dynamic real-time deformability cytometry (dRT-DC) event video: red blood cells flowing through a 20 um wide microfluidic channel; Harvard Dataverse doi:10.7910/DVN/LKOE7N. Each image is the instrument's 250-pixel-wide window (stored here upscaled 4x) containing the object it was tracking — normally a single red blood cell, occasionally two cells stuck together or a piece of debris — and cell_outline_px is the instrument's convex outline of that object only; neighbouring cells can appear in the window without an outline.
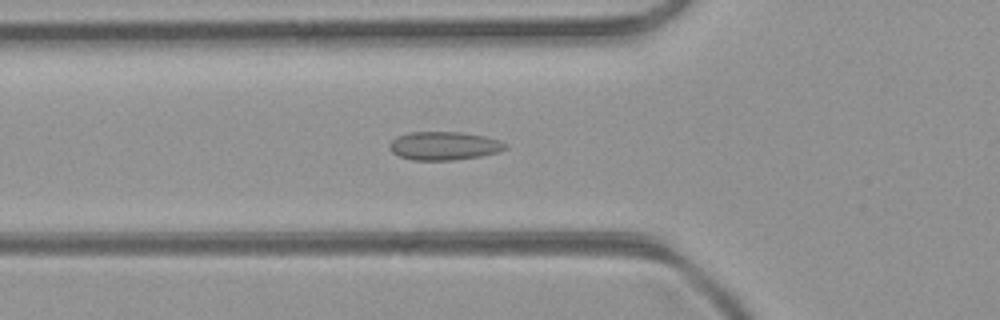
{"species": "common noctule bat (a hibernating species)", "species_latin": "Nyctalus noctula", "temperature_condition": "room temperature", "stored_images_in_passage": 38, "camera_frame_rate_fps": 3000, "um_per_image_px": 0.085, "animal": {"sex": "female", "body_mass_g": 21.9}, "frame": {"image": 1, "passage_image": 6, "time_ms": 1.667, "image_size_px": [1000, 320], "cell_outline_px": [[508, 148], [496, 152], [480, 156], [452, 160], [412, 160], [400, 156], [392, 152], [388, 148], [388, 144], [396, 136], [408, 132], [460, 132], [484, 136], [500, 140], [508, 144]], "centroid_in_image_um": [37.72, 12.39], "position_along_channel_um": 88.1, "area_um2": 19.25}}
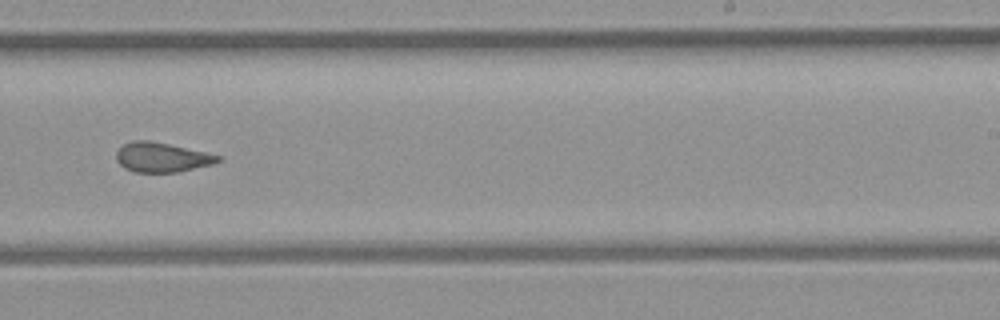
{"frame": {"image": 2, "passage_image": 19, "time_ms": 6.0, "image_size_px": [1000, 320], "cell_outline_px": [[224, 160], [212, 164], [180, 172], [136, 172], [124, 168], [116, 160], [116, 152], [124, 144], [132, 140], [148, 140], [168, 144], [204, 152], [220, 156]], "centroid_in_image_um": [13.75, 13.38], "position_along_channel_um": 275.3, "area_um2": 17.46}}
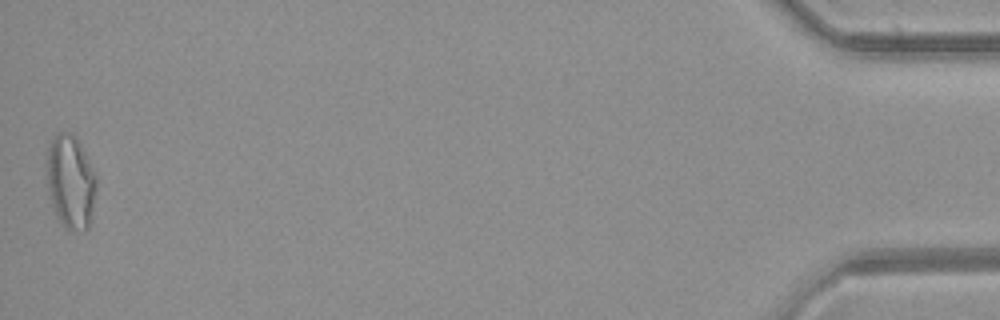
{"frame": {"image": 3, "passage_image": 37, "time_ms": 12.0, "image_size_px": [1000, 320], "cell_outline_px": [[96, 188], [88, 228], [64, 228], [56, 216], [52, 204], [48, 188], [44, 164], [48, 148], [56, 132], [60, 132], [76, 136], [96, 176]], "centroid_in_image_um": [5.95, 15.41], "position_along_channel_um": 429.2, "area_um2": 26.76}}